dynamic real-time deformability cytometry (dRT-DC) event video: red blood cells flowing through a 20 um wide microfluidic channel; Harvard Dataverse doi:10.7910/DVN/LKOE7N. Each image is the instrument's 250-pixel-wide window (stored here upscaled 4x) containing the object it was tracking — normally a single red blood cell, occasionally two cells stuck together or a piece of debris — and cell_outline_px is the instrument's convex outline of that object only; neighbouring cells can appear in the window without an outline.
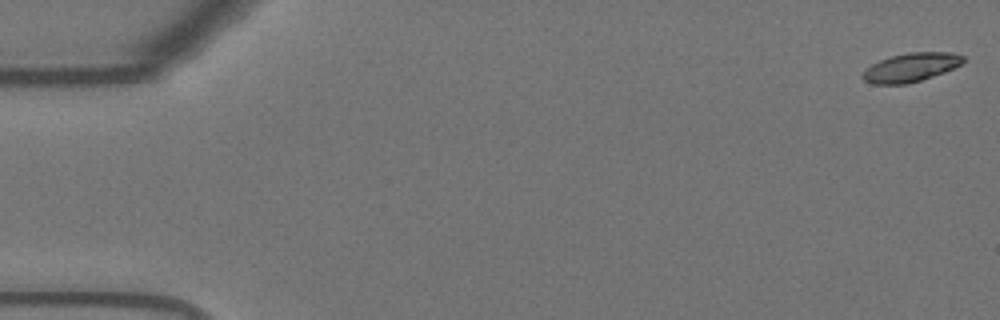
{"species": "Egyptian fruit bat (a non-hibernating species)", "species_latin": "Rousettus aegyptiacus", "temperature_condition": "warm", "stored_images_in_passage": 56, "camera_frame_rate_fps": 3000, "um_per_image_px": 0.085, "animal": {"sex": "female"}, "frame": {"image": 1, "passage_image": 1, "time_ms": 0.0, "image_size_px": [1000, 320], "cell_outline_px": [[964, 60], [960, 64], [944, 72], [908, 84], [872, 84], [864, 80], [860, 76], [872, 64], [880, 60], [892, 56], [908, 52], [952, 52], [964, 56]], "centroid_in_image_um": [77.41, 5.72], "position_along_channel_um": 7.6, "area_um2": 16.65}}
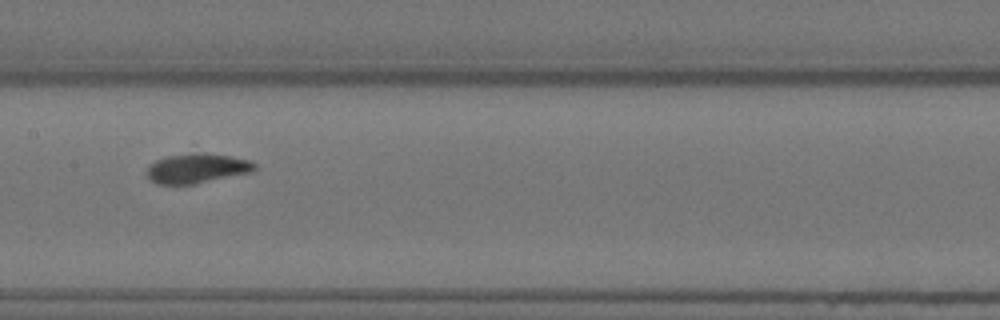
{"frame": {"image": 2, "passage_image": 28, "time_ms": 9.0, "image_size_px": [1000, 320], "cell_outline_px": [[256, 168], [252, 172], [192, 184], [156, 184], [148, 180], [148, 164], [156, 160], [168, 156], [204, 152], [252, 160], [256, 164]], "centroid_in_image_um": [16.74, 14.31], "position_along_channel_um": 190.7, "area_um2": 18.55}}
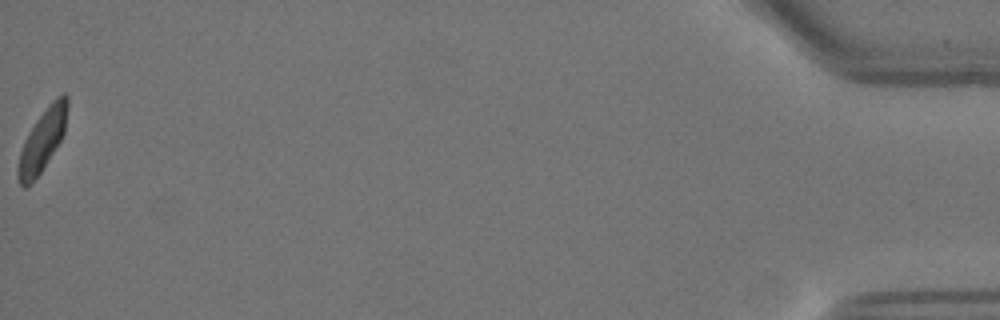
{"frame": {"image": 3, "passage_image": 56, "time_ms": 18.333, "image_size_px": [1000, 320], "cell_outline_px": [[68, 108], [64, 132], [60, 140], [40, 172], [24, 188], [20, 184], [16, 176], [16, 168], [20, 152], [24, 140], [28, 132], [36, 120], [48, 104], [56, 96], [64, 92], [68, 96]], "centroid_in_image_um": [3.59, 11.87], "position_along_channel_um": 431.6, "area_um2": 17.63}, "authors_computed_cell_mechanics": {"area_um2": 18.0047, "velocity_mm_per_s": 3.6632, "shape_relaxation_time_tau1_ms": 4.2946, "shape_relaxation_time_tau2_ms": 1.4302, "deformation_change_tau1": 0.1399, "deformation_change_tau2": 0.0662}}